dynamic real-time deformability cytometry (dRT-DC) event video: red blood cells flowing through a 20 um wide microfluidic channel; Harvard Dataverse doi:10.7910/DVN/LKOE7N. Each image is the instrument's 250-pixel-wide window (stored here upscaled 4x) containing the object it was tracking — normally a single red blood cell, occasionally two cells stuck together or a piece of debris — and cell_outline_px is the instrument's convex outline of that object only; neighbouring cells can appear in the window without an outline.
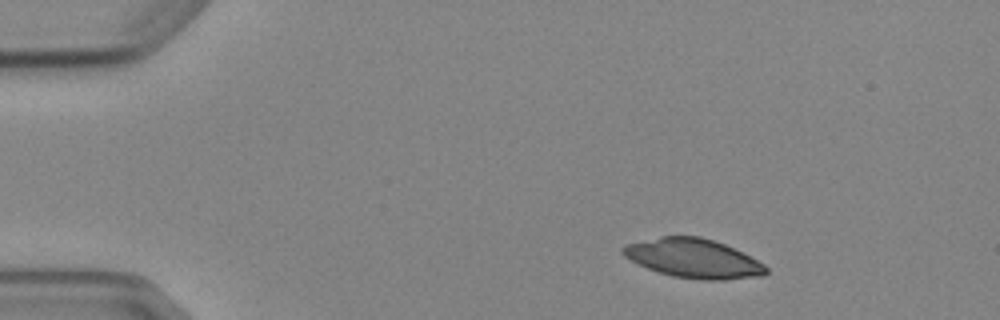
{"species": "Egyptian fruit bat (a non-hibernating species)", "species_latin": "Rousettus aegyptiacus", "temperature_condition": "cold", "stored_images_in_passage": 4, "camera_frame_rate_fps": 3000, "um_per_image_px": 0.085, "animal": {"sex": "female"}, "frame": {"image": 1, "passage_image": 2, "time_ms": 1.333, "image_size_px": [1000, 320], "cell_outline_px": [[768, 272], [764, 276], [724, 280], [704, 280], [672, 276], [636, 264], [624, 256], [620, 252], [620, 248], [624, 244], [660, 236], [700, 236], [724, 244], [764, 264], [768, 268]], "centroid_in_image_um": [58.89, 21.96], "position_along_channel_um": 26.1, "area_um2": 32.66}}